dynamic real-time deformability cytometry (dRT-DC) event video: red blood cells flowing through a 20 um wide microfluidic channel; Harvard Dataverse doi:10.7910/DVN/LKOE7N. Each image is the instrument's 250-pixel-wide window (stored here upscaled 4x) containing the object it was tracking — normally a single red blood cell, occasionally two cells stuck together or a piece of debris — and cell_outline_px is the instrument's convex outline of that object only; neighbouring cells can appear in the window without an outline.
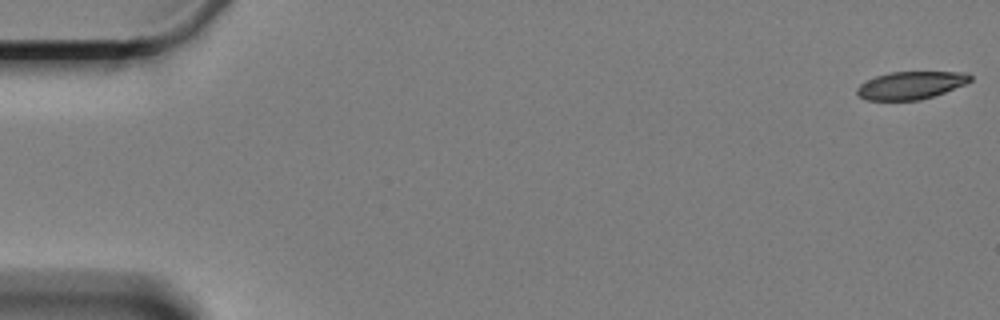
{"species": "Egyptian fruit bat (a non-hibernating species)", "species_latin": "Rousettus aegyptiacus", "temperature_condition": "cold", "stored_images_in_passage": 60, "camera_frame_rate_fps": 3000, "um_per_image_px": 0.085, "animal": {"sex": "female"}, "frame": {"image": 1, "passage_image": 1, "time_ms": 0.0, "image_size_px": [1000, 320], "cell_outline_px": [[972, 80], [964, 84], [944, 92], [920, 100], [864, 100], [856, 92], [856, 88], [860, 84], [876, 76], [888, 72], [968, 72], [972, 76]], "centroid_in_image_um": [77.41, 7.24], "position_along_channel_um": 7.6, "area_um2": 18.21}}
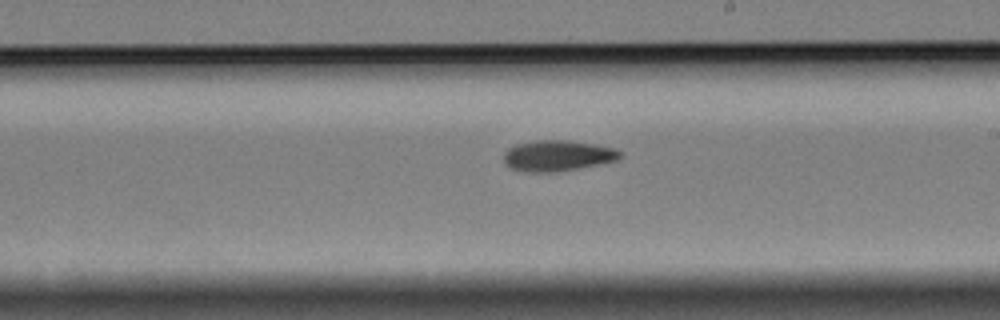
{"frame": {"image": 2, "passage_image": 35, "time_ms": 11.333, "image_size_px": [1000, 320], "cell_outline_px": [[624, 156], [620, 160], [580, 168], [556, 172], [524, 172], [512, 168], [504, 164], [504, 152], [508, 148], [516, 144], [536, 140], [568, 140], [616, 148], [624, 152]], "centroid_in_image_um": [47.44, 13.24], "position_along_channel_um": 241.6, "area_um2": 21.27}}
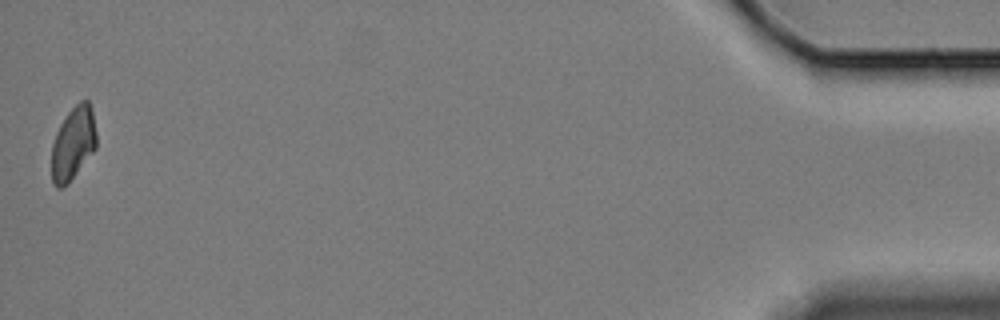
{"frame": {"image": 3, "passage_image": 60, "time_ms": 19.667, "image_size_px": [1000, 320], "cell_outline_px": [[96, 148], [68, 184], [64, 188], [56, 188], [52, 184], [52, 144], [56, 132], [60, 124], [68, 112], [80, 100], [88, 100], [92, 108], [96, 132]], "centroid_in_image_um": [6.21, 12.2], "position_along_channel_um": 429.0, "area_um2": 19.25}, "authors_computed_cell_mechanics": {"area_um2": 20.2878, "velocity_mm_per_s": 3.3186, "shape_relaxation_time_tau1_ms": 10.9405, "shape_relaxation_time_tau2_ms": null, "deformation_change_tau1": 0.1783, "deformation_change_tau2": null}}